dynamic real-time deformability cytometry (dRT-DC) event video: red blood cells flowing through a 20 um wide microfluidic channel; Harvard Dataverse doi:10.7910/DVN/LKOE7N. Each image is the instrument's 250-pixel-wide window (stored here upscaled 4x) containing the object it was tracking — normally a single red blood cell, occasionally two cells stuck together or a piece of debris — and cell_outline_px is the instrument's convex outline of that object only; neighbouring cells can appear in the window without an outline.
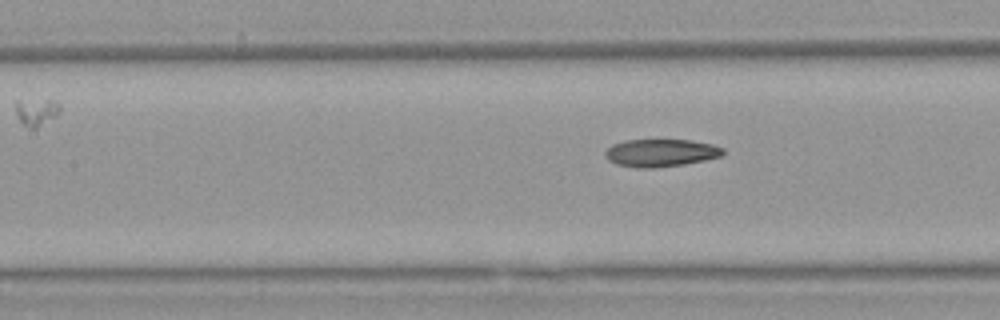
{"species": "Egyptian fruit bat (a non-hibernating species)", "species_latin": "Rousettus aegyptiacus", "temperature_condition": "warm", "stored_images_in_passage": 8, "segment_of_instrument_passage": [2, 2], "camera_frame_rate_fps": 3000, "um_per_image_px": 0.085, "animal": {"sex": "female"}, "frame": {"image": 1, "passage_image": 8, "time_ms": 2.333, "image_size_px": [1000, 320], "cell_outline_px": [[724, 156], [684, 164], [656, 168], [636, 168], [616, 164], [608, 160], [604, 156], [604, 152], [612, 144], [624, 140], [692, 140], [712, 144], [724, 148]], "centroid_in_image_um": [56.16, 12.99], "position_along_channel_um": 151.2, "area_um2": 19.19}}